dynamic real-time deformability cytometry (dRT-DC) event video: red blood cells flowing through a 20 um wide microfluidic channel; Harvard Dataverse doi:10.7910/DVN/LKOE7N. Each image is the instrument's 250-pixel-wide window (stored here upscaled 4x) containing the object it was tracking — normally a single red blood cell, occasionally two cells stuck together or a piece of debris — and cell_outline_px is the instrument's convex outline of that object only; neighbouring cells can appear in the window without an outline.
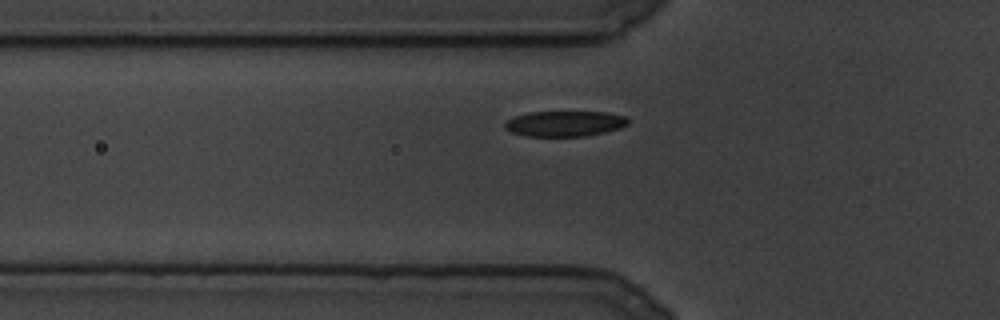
{"species": "common noctule bat (a hibernating species)", "species_latin": "Nyctalus noctula", "temperature_condition": "cold", "stored_images_in_passage": 75, "camera_frame_rate_fps": 3000, "um_per_image_px": 0.085, "animal": {"sex": "male", "body_mass_g": 19.5, "forearm_length_mm": 54.6}, "frame": {"image": 1, "passage_image": 10, "time_ms": 3.0, "image_size_px": [1000, 320], "cell_outline_px": [[628, 124], [620, 128], [604, 132], [584, 136], [524, 136], [512, 132], [504, 128], [504, 124], [508, 120], [516, 116], [528, 112], [608, 112], [628, 116]], "centroid_in_image_um": [48.03, 10.5], "position_along_channel_um": 77.8, "area_um2": 18.32}}
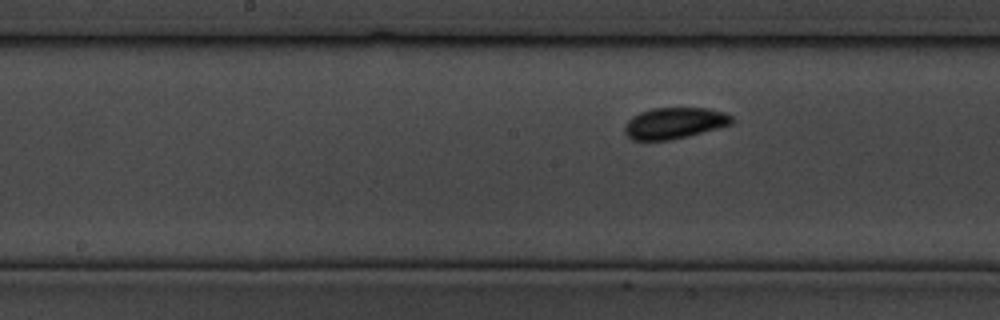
{"frame": {"image": 2, "passage_image": 29, "time_ms": 9.333, "image_size_px": [1000, 320], "cell_outline_px": [[732, 124], [688, 136], [672, 140], [632, 140], [624, 132], [624, 124], [632, 116], [640, 112], [656, 108], [708, 108], [724, 112], [732, 116]], "centroid_in_image_um": [57.3, 10.47], "position_along_channel_um": 190.9, "area_um2": 19.48}}
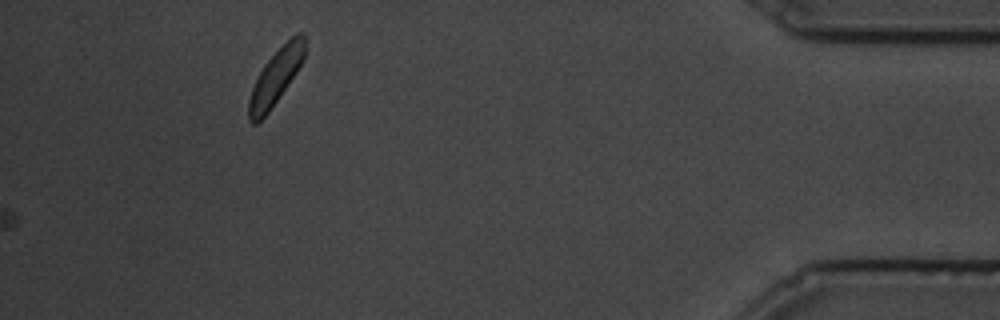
{"frame": {"image": 3, "passage_image": 75, "time_ms": 24.667, "image_size_px": [1000, 320], "cell_outline_px": [[304, 56], [296, 72], [268, 112], [256, 124], [252, 124], [248, 120], [248, 100], [252, 88], [264, 64], [296, 32], [304, 32]], "centroid_in_image_um": [23.4, 6.57], "position_along_channel_um": 411.8, "area_um2": 17.4}}